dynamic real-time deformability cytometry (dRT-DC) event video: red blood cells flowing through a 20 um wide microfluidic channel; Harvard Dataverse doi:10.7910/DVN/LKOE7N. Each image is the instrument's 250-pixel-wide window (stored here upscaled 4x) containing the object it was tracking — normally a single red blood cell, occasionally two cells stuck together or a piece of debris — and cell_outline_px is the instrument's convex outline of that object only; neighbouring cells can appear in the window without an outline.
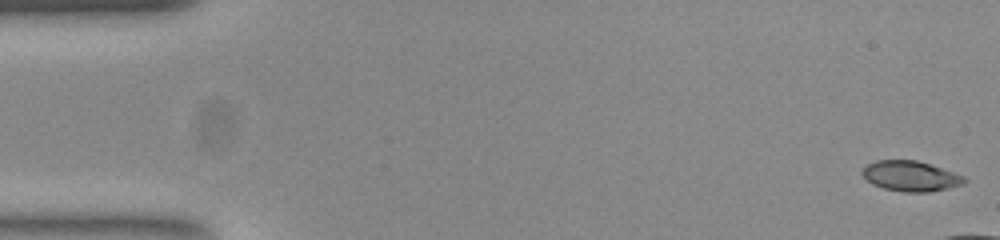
{"species": "common noctule bat (a hibernating species)", "species_latin": "Nyctalus noctula", "temperature_condition": "room temperature", "stored_images_in_passage": 11, "camera_frame_rate_fps": 3000, "um_per_image_px": 0.085, "animal": {"sex": "female", "body_mass_g": 23.0, "forearm_length_mm": 53.4}, "frame": {"image": 1, "passage_image": 1, "time_ms": 0.0, "image_size_px": [1000, 240], "cell_outline_px": [[968, 180], [960, 184], [928, 192], [904, 192], [884, 188], [872, 184], [860, 172], [868, 164], [876, 160], [916, 160], [964, 176]], "centroid_in_image_um": [77.35, 14.96], "position_along_channel_um": 7.6, "area_um2": 17.57}}